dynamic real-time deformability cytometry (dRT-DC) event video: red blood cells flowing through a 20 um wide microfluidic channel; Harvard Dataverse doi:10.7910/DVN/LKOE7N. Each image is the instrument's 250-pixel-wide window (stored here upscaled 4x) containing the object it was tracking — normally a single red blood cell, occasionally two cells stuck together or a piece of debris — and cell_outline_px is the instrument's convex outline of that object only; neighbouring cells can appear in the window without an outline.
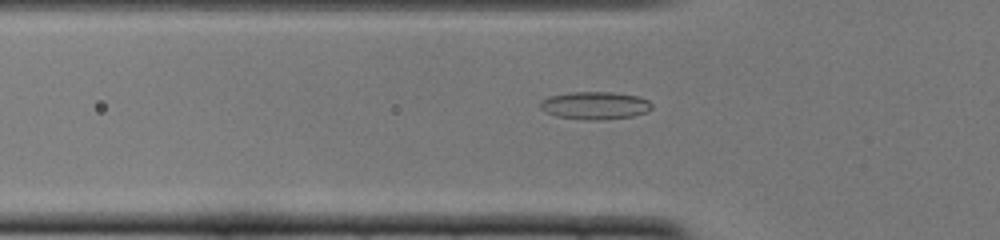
{"species": "common noctule bat (a hibernating species)", "species_latin": "Nyctalus noctula", "temperature_condition": "cold", "stored_images_in_passage": 52, "camera_frame_rate_fps": 3000, "um_per_image_px": 0.085, "animal": {"sex": "female", "body_mass_g": 22.0, "forearm_length_mm": 56.7}, "frame": {"image": 1, "passage_image": 17, "time_ms": 5.333, "image_size_px": [1000, 240], "cell_outline_px": [[652, 108], [648, 112], [632, 116], [600, 120], [584, 120], [556, 116], [544, 112], [540, 108], [540, 100], [548, 96], [572, 92], [612, 92], [640, 96], [648, 100], [652, 104]], "centroid_in_image_um": [50.56, 8.96], "position_along_channel_um": 75.2, "area_um2": 18.26}}
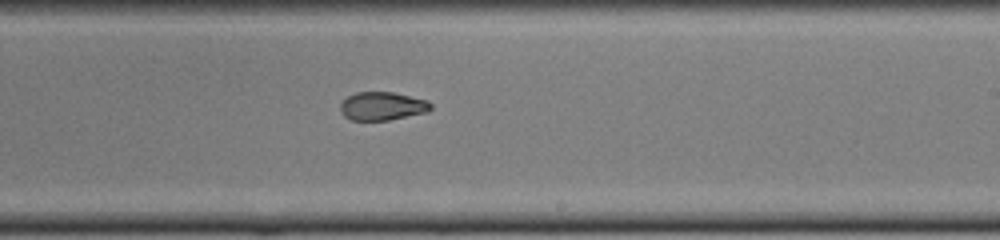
{"frame": {"image": 2, "passage_image": 31, "time_ms": 10.0, "image_size_px": [1000, 240], "cell_outline_px": [[432, 108], [428, 112], [388, 120], [352, 120], [344, 116], [340, 112], [340, 104], [348, 96], [356, 92], [392, 92], [428, 100], [432, 104]], "centroid_in_image_um": [32.5, 9.02], "position_along_channel_um": 256.5, "area_um2": 14.97}}
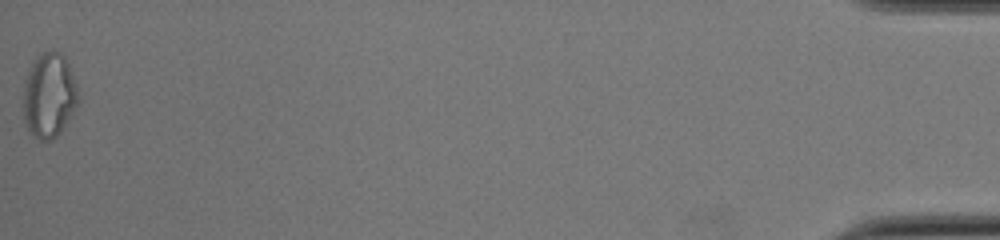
{"frame": {"image": 3, "passage_image": 52, "time_ms": 17.0, "image_size_px": [1000, 240], "cell_outline_px": [[80, 100], [60, 132], [56, 136], [48, 140], [40, 140], [28, 128], [24, 120], [24, 80], [36, 56], [44, 52], [60, 52], [68, 60], [80, 96]], "centroid_in_image_um": [4.2, 8.08], "position_along_channel_um": 431.0, "area_um2": 26.88}, "authors_computed_cell_mechanics": {"area_um2": 16.5886, "velocity_mm_per_s": 3.8948, "shape_relaxation_time_tau1_ms": null, "shape_relaxation_time_tau2_ms": 1.9687, "deformation_change_tau1": null, "deformation_change_tau2": 0.0723}}